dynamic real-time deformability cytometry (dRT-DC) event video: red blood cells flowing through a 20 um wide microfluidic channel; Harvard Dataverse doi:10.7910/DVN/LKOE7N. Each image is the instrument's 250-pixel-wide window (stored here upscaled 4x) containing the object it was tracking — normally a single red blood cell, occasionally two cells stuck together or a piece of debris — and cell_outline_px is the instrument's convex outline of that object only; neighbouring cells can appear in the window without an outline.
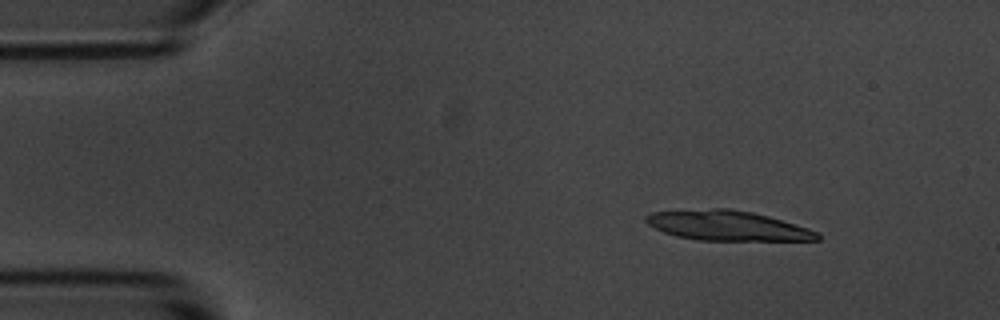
{"species": "common noctule bat (a hibernating species)", "species_latin": "Nyctalus noctula", "temperature_condition": "room temperature", "stored_images_in_passage": 6, "camera_frame_rate_fps": 3000, "um_per_image_px": 0.085, "animal": {"sex": "male", "body_mass_g": 20.1, "forearm_length_mm": 53.5}, "frame": {"image": 1, "passage_image": 2, "time_ms": 1.0, "image_size_px": [1000, 320], "cell_outline_px": [[820, 240], [700, 240], [676, 236], [664, 232], [648, 224], [644, 220], [644, 216], [652, 212], [712, 208], [728, 208], [752, 212], [768, 216], [808, 228], [820, 232]], "centroid_in_image_um": [61.83, 19.17], "position_along_channel_um": 23.2, "area_um2": 29.71}}
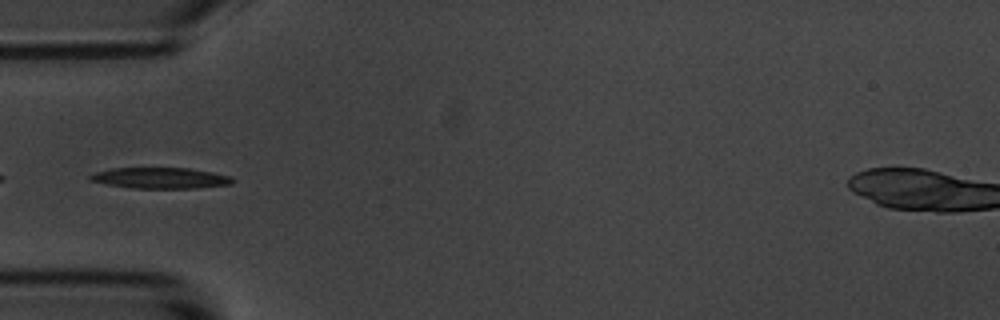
{"frame": {"image": 2, "passage_image": 5, "time_ms": 4.667, "image_size_px": [1000, 320], "cell_outline_px": [[236, 180], [232, 184], [192, 188], [132, 188], [108, 184], [88, 180], [88, 176], [96, 172], [112, 168], [188, 168], [212, 172], [232, 176]], "centroid_in_image_um": [13.66, 15.13], "position_along_channel_um": 71.3, "area_um2": 17.34}}